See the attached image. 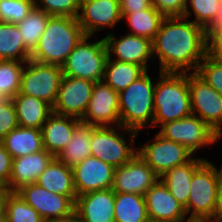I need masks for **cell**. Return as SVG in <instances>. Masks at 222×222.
<instances>
[{
	"label": "cell",
	"mask_w": 222,
	"mask_h": 222,
	"mask_svg": "<svg viewBox=\"0 0 222 222\" xmlns=\"http://www.w3.org/2000/svg\"><path fill=\"white\" fill-rule=\"evenodd\" d=\"M25 62L0 60V93L12 99L20 92L21 75Z\"/></svg>",
	"instance_id": "836d02e7"
},
{
	"label": "cell",
	"mask_w": 222,
	"mask_h": 222,
	"mask_svg": "<svg viewBox=\"0 0 222 222\" xmlns=\"http://www.w3.org/2000/svg\"><path fill=\"white\" fill-rule=\"evenodd\" d=\"M34 1L36 8L44 11L50 16H69L77 18L80 12L79 11L80 0H34Z\"/></svg>",
	"instance_id": "8d00e7d4"
},
{
	"label": "cell",
	"mask_w": 222,
	"mask_h": 222,
	"mask_svg": "<svg viewBox=\"0 0 222 222\" xmlns=\"http://www.w3.org/2000/svg\"><path fill=\"white\" fill-rule=\"evenodd\" d=\"M89 37L84 35L80 39L61 68L64 76L96 83L103 81L108 54L104 38L90 43L87 41Z\"/></svg>",
	"instance_id": "52a82bcc"
},
{
	"label": "cell",
	"mask_w": 222,
	"mask_h": 222,
	"mask_svg": "<svg viewBox=\"0 0 222 222\" xmlns=\"http://www.w3.org/2000/svg\"><path fill=\"white\" fill-rule=\"evenodd\" d=\"M146 70L137 64L107 59L103 81L117 93L123 91Z\"/></svg>",
	"instance_id": "f1b7e54d"
},
{
	"label": "cell",
	"mask_w": 222,
	"mask_h": 222,
	"mask_svg": "<svg viewBox=\"0 0 222 222\" xmlns=\"http://www.w3.org/2000/svg\"><path fill=\"white\" fill-rule=\"evenodd\" d=\"M205 29L184 16L165 17L152 41L160 72H196L206 56Z\"/></svg>",
	"instance_id": "6da1fadb"
},
{
	"label": "cell",
	"mask_w": 222,
	"mask_h": 222,
	"mask_svg": "<svg viewBox=\"0 0 222 222\" xmlns=\"http://www.w3.org/2000/svg\"><path fill=\"white\" fill-rule=\"evenodd\" d=\"M45 222H80V220L77 217L76 213H74L73 215L66 217V218L52 219V220H48Z\"/></svg>",
	"instance_id": "7dc6e473"
},
{
	"label": "cell",
	"mask_w": 222,
	"mask_h": 222,
	"mask_svg": "<svg viewBox=\"0 0 222 222\" xmlns=\"http://www.w3.org/2000/svg\"><path fill=\"white\" fill-rule=\"evenodd\" d=\"M206 160V158H192L185 164L166 171L159 179L169 189L170 193L184 207L188 203L190 185L194 171Z\"/></svg>",
	"instance_id": "d4e9b609"
},
{
	"label": "cell",
	"mask_w": 222,
	"mask_h": 222,
	"mask_svg": "<svg viewBox=\"0 0 222 222\" xmlns=\"http://www.w3.org/2000/svg\"><path fill=\"white\" fill-rule=\"evenodd\" d=\"M196 73L222 95V63L216 62L206 55Z\"/></svg>",
	"instance_id": "74e56055"
},
{
	"label": "cell",
	"mask_w": 222,
	"mask_h": 222,
	"mask_svg": "<svg viewBox=\"0 0 222 222\" xmlns=\"http://www.w3.org/2000/svg\"><path fill=\"white\" fill-rule=\"evenodd\" d=\"M149 220L182 222L188 219L184 206L159 179L144 194Z\"/></svg>",
	"instance_id": "d6986e66"
},
{
	"label": "cell",
	"mask_w": 222,
	"mask_h": 222,
	"mask_svg": "<svg viewBox=\"0 0 222 222\" xmlns=\"http://www.w3.org/2000/svg\"><path fill=\"white\" fill-rule=\"evenodd\" d=\"M154 83L146 70L118 93L121 126L136 132H140V129L147 125L153 126Z\"/></svg>",
	"instance_id": "277c9868"
},
{
	"label": "cell",
	"mask_w": 222,
	"mask_h": 222,
	"mask_svg": "<svg viewBox=\"0 0 222 222\" xmlns=\"http://www.w3.org/2000/svg\"><path fill=\"white\" fill-rule=\"evenodd\" d=\"M54 158L45 149L12 159L11 175L6 187L9 192H17L23 186L36 183L39 175Z\"/></svg>",
	"instance_id": "44dd1931"
},
{
	"label": "cell",
	"mask_w": 222,
	"mask_h": 222,
	"mask_svg": "<svg viewBox=\"0 0 222 222\" xmlns=\"http://www.w3.org/2000/svg\"><path fill=\"white\" fill-rule=\"evenodd\" d=\"M94 84L88 79L63 75L52 106L53 113L81 119L91 99Z\"/></svg>",
	"instance_id": "4fadbf2b"
},
{
	"label": "cell",
	"mask_w": 222,
	"mask_h": 222,
	"mask_svg": "<svg viewBox=\"0 0 222 222\" xmlns=\"http://www.w3.org/2000/svg\"><path fill=\"white\" fill-rule=\"evenodd\" d=\"M12 157L0 141V186L7 187L11 175Z\"/></svg>",
	"instance_id": "b9f144b4"
},
{
	"label": "cell",
	"mask_w": 222,
	"mask_h": 222,
	"mask_svg": "<svg viewBox=\"0 0 222 222\" xmlns=\"http://www.w3.org/2000/svg\"><path fill=\"white\" fill-rule=\"evenodd\" d=\"M20 127L41 129L53 113L52 106L34 96L18 93L12 99Z\"/></svg>",
	"instance_id": "cb8c5ba5"
},
{
	"label": "cell",
	"mask_w": 222,
	"mask_h": 222,
	"mask_svg": "<svg viewBox=\"0 0 222 222\" xmlns=\"http://www.w3.org/2000/svg\"><path fill=\"white\" fill-rule=\"evenodd\" d=\"M9 191L6 187L0 186V219H4L5 199Z\"/></svg>",
	"instance_id": "bcb514c9"
},
{
	"label": "cell",
	"mask_w": 222,
	"mask_h": 222,
	"mask_svg": "<svg viewBox=\"0 0 222 222\" xmlns=\"http://www.w3.org/2000/svg\"><path fill=\"white\" fill-rule=\"evenodd\" d=\"M206 55L210 59L222 63V28L207 36Z\"/></svg>",
	"instance_id": "60d3db41"
},
{
	"label": "cell",
	"mask_w": 222,
	"mask_h": 222,
	"mask_svg": "<svg viewBox=\"0 0 222 222\" xmlns=\"http://www.w3.org/2000/svg\"><path fill=\"white\" fill-rule=\"evenodd\" d=\"M94 127L92 124L80 121L75 127L71 140L57 158L65 165L73 167L91 156L90 144Z\"/></svg>",
	"instance_id": "4316f807"
},
{
	"label": "cell",
	"mask_w": 222,
	"mask_h": 222,
	"mask_svg": "<svg viewBox=\"0 0 222 222\" xmlns=\"http://www.w3.org/2000/svg\"><path fill=\"white\" fill-rule=\"evenodd\" d=\"M77 20L85 35L93 37L105 27L113 28L121 21L119 0H80Z\"/></svg>",
	"instance_id": "2e32d148"
},
{
	"label": "cell",
	"mask_w": 222,
	"mask_h": 222,
	"mask_svg": "<svg viewBox=\"0 0 222 222\" xmlns=\"http://www.w3.org/2000/svg\"><path fill=\"white\" fill-rule=\"evenodd\" d=\"M221 2L222 0H187L183 16L188 19L193 13L195 19L191 21L205 29L216 16Z\"/></svg>",
	"instance_id": "e575fe53"
},
{
	"label": "cell",
	"mask_w": 222,
	"mask_h": 222,
	"mask_svg": "<svg viewBox=\"0 0 222 222\" xmlns=\"http://www.w3.org/2000/svg\"><path fill=\"white\" fill-rule=\"evenodd\" d=\"M129 25V34L154 40L160 25L165 18L153 5L145 10L122 15Z\"/></svg>",
	"instance_id": "4dcf8cb0"
},
{
	"label": "cell",
	"mask_w": 222,
	"mask_h": 222,
	"mask_svg": "<svg viewBox=\"0 0 222 222\" xmlns=\"http://www.w3.org/2000/svg\"><path fill=\"white\" fill-rule=\"evenodd\" d=\"M215 222H222V181L218 189L213 217Z\"/></svg>",
	"instance_id": "f6af8a7d"
},
{
	"label": "cell",
	"mask_w": 222,
	"mask_h": 222,
	"mask_svg": "<svg viewBox=\"0 0 222 222\" xmlns=\"http://www.w3.org/2000/svg\"><path fill=\"white\" fill-rule=\"evenodd\" d=\"M182 222H215L213 219H202V218H188Z\"/></svg>",
	"instance_id": "c3c4849f"
},
{
	"label": "cell",
	"mask_w": 222,
	"mask_h": 222,
	"mask_svg": "<svg viewBox=\"0 0 222 222\" xmlns=\"http://www.w3.org/2000/svg\"><path fill=\"white\" fill-rule=\"evenodd\" d=\"M158 132L164 138L180 143L193 155L203 146L212 145L221 138L198 116L191 114L179 120L169 121Z\"/></svg>",
	"instance_id": "9c48e42d"
},
{
	"label": "cell",
	"mask_w": 222,
	"mask_h": 222,
	"mask_svg": "<svg viewBox=\"0 0 222 222\" xmlns=\"http://www.w3.org/2000/svg\"><path fill=\"white\" fill-rule=\"evenodd\" d=\"M80 121L94 126H120L118 93L104 81L96 82Z\"/></svg>",
	"instance_id": "5bb4252c"
},
{
	"label": "cell",
	"mask_w": 222,
	"mask_h": 222,
	"mask_svg": "<svg viewBox=\"0 0 222 222\" xmlns=\"http://www.w3.org/2000/svg\"><path fill=\"white\" fill-rule=\"evenodd\" d=\"M34 0H0V22L20 23L35 6Z\"/></svg>",
	"instance_id": "d590c367"
},
{
	"label": "cell",
	"mask_w": 222,
	"mask_h": 222,
	"mask_svg": "<svg viewBox=\"0 0 222 222\" xmlns=\"http://www.w3.org/2000/svg\"><path fill=\"white\" fill-rule=\"evenodd\" d=\"M115 222H148L144 196L137 193L115 192Z\"/></svg>",
	"instance_id": "83f0119b"
},
{
	"label": "cell",
	"mask_w": 222,
	"mask_h": 222,
	"mask_svg": "<svg viewBox=\"0 0 222 222\" xmlns=\"http://www.w3.org/2000/svg\"><path fill=\"white\" fill-rule=\"evenodd\" d=\"M51 16L35 6L29 14L17 25L25 47L32 52L38 45Z\"/></svg>",
	"instance_id": "1f68e13d"
},
{
	"label": "cell",
	"mask_w": 222,
	"mask_h": 222,
	"mask_svg": "<svg viewBox=\"0 0 222 222\" xmlns=\"http://www.w3.org/2000/svg\"><path fill=\"white\" fill-rule=\"evenodd\" d=\"M192 114L222 136V95L196 72L188 73Z\"/></svg>",
	"instance_id": "30bf717a"
},
{
	"label": "cell",
	"mask_w": 222,
	"mask_h": 222,
	"mask_svg": "<svg viewBox=\"0 0 222 222\" xmlns=\"http://www.w3.org/2000/svg\"><path fill=\"white\" fill-rule=\"evenodd\" d=\"M117 128V129H116ZM122 131L121 133L119 131ZM125 130V131H124ZM130 133L128 144L124 138ZM139 132L123 126H95L91 138V156L118 168L129 162L138 152L134 146ZM130 145V146H129Z\"/></svg>",
	"instance_id": "5b68a950"
},
{
	"label": "cell",
	"mask_w": 222,
	"mask_h": 222,
	"mask_svg": "<svg viewBox=\"0 0 222 222\" xmlns=\"http://www.w3.org/2000/svg\"><path fill=\"white\" fill-rule=\"evenodd\" d=\"M158 180L159 176L137 153L129 162L115 168L111 189L118 193H137L144 196Z\"/></svg>",
	"instance_id": "9a60e30c"
},
{
	"label": "cell",
	"mask_w": 222,
	"mask_h": 222,
	"mask_svg": "<svg viewBox=\"0 0 222 222\" xmlns=\"http://www.w3.org/2000/svg\"><path fill=\"white\" fill-rule=\"evenodd\" d=\"M5 149L12 159L43 150L41 129L18 126L9 132L2 140Z\"/></svg>",
	"instance_id": "484cf974"
},
{
	"label": "cell",
	"mask_w": 222,
	"mask_h": 222,
	"mask_svg": "<svg viewBox=\"0 0 222 222\" xmlns=\"http://www.w3.org/2000/svg\"><path fill=\"white\" fill-rule=\"evenodd\" d=\"M72 170L77 196L112 187L115 168L96 157H87Z\"/></svg>",
	"instance_id": "e0dca14e"
},
{
	"label": "cell",
	"mask_w": 222,
	"mask_h": 222,
	"mask_svg": "<svg viewBox=\"0 0 222 222\" xmlns=\"http://www.w3.org/2000/svg\"><path fill=\"white\" fill-rule=\"evenodd\" d=\"M115 192L110 188L77 196L75 213L80 222H115Z\"/></svg>",
	"instance_id": "ffe728a7"
},
{
	"label": "cell",
	"mask_w": 222,
	"mask_h": 222,
	"mask_svg": "<svg viewBox=\"0 0 222 222\" xmlns=\"http://www.w3.org/2000/svg\"><path fill=\"white\" fill-rule=\"evenodd\" d=\"M152 5L164 16H183L187 0H151Z\"/></svg>",
	"instance_id": "ab89813d"
},
{
	"label": "cell",
	"mask_w": 222,
	"mask_h": 222,
	"mask_svg": "<svg viewBox=\"0 0 222 222\" xmlns=\"http://www.w3.org/2000/svg\"><path fill=\"white\" fill-rule=\"evenodd\" d=\"M109 33L104 37L108 58L112 60L133 63L148 71V60L153 57L152 41L148 38L125 34L120 39ZM115 56L113 59L111 56Z\"/></svg>",
	"instance_id": "ac0fdd59"
},
{
	"label": "cell",
	"mask_w": 222,
	"mask_h": 222,
	"mask_svg": "<svg viewBox=\"0 0 222 222\" xmlns=\"http://www.w3.org/2000/svg\"><path fill=\"white\" fill-rule=\"evenodd\" d=\"M84 35L77 18L51 16L30 60L62 66Z\"/></svg>",
	"instance_id": "7a4b0ae2"
},
{
	"label": "cell",
	"mask_w": 222,
	"mask_h": 222,
	"mask_svg": "<svg viewBox=\"0 0 222 222\" xmlns=\"http://www.w3.org/2000/svg\"><path fill=\"white\" fill-rule=\"evenodd\" d=\"M205 160L192 176L188 203L184 207L188 218L211 219L214 214L216 198L222 181V167L217 169Z\"/></svg>",
	"instance_id": "8992f818"
},
{
	"label": "cell",
	"mask_w": 222,
	"mask_h": 222,
	"mask_svg": "<svg viewBox=\"0 0 222 222\" xmlns=\"http://www.w3.org/2000/svg\"><path fill=\"white\" fill-rule=\"evenodd\" d=\"M148 222H169V221H156V220H149Z\"/></svg>",
	"instance_id": "f907efd6"
},
{
	"label": "cell",
	"mask_w": 222,
	"mask_h": 222,
	"mask_svg": "<svg viewBox=\"0 0 222 222\" xmlns=\"http://www.w3.org/2000/svg\"><path fill=\"white\" fill-rule=\"evenodd\" d=\"M62 77L61 66L29 60L24 64L19 93L34 96L53 106Z\"/></svg>",
	"instance_id": "ba28073f"
},
{
	"label": "cell",
	"mask_w": 222,
	"mask_h": 222,
	"mask_svg": "<svg viewBox=\"0 0 222 222\" xmlns=\"http://www.w3.org/2000/svg\"><path fill=\"white\" fill-rule=\"evenodd\" d=\"M151 141L153 142L150 143ZM151 141L139 146L137 153L159 177L193 158V154L183 145L168 140L159 133Z\"/></svg>",
	"instance_id": "8fae6325"
},
{
	"label": "cell",
	"mask_w": 222,
	"mask_h": 222,
	"mask_svg": "<svg viewBox=\"0 0 222 222\" xmlns=\"http://www.w3.org/2000/svg\"><path fill=\"white\" fill-rule=\"evenodd\" d=\"M222 28V2L217 10L216 16L212 19L211 23L205 28L206 37L215 30Z\"/></svg>",
	"instance_id": "ee69618b"
},
{
	"label": "cell",
	"mask_w": 222,
	"mask_h": 222,
	"mask_svg": "<svg viewBox=\"0 0 222 222\" xmlns=\"http://www.w3.org/2000/svg\"><path fill=\"white\" fill-rule=\"evenodd\" d=\"M17 114L13 101L0 105V141L14 128H17Z\"/></svg>",
	"instance_id": "f35d334b"
},
{
	"label": "cell",
	"mask_w": 222,
	"mask_h": 222,
	"mask_svg": "<svg viewBox=\"0 0 222 222\" xmlns=\"http://www.w3.org/2000/svg\"><path fill=\"white\" fill-rule=\"evenodd\" d=\"M153 103V127L191 115L188 73L159 72Z\"/></svg>",
	"instance_id": "3957f363"
},
{
	"label": "cell",
	"mask_w": 222,
	"mask_h": 222,
	"mask_svg": "<svg viewBox=\"0 0 222 222\" xmlns=\"http://www.w3.org/2000/svg\"><path fill=\"white\" fill-rule=\"evenodd\" d=\"M12 100L11 97L6 96L5 94L0 93V105L8 104Z\"/></svg>",
	"instance_id": "681fc988"
},
{
	"label": "cell",
	"mask_w": 222,
	"mask_h": 222,
	"mask_svg": "<svg viewBox=\"0 0 222 222\" xmlns=\"http://www.w3.org/2000/svg\"><path fill=\"white\" fill-rule=\"evenodd\" d=\"M31 52L25 47L16 24L0 22V60L27 62Z\"/></svg>",
	"instance_id": "f546056e"
},
{
	"label": "cell",
	"mask_w": 222,
	"mask_h": 222,
	"mask_svg": "<svg viewBox=\"0 0 222 222\" xmlns=\"http://www.w3.org/2000/svg\"><path fill=\"white\" fill-rule=\"evenodd\" d=\"M119 4L122 15L145 10L152 5L151 0H119Z\"/></svg>",
	"instance_id": "7bdbcfd3"
},
{
	"label": "cell",
	"mask_w": 222,
	"mask_h": 222,
	"mask_svg": "<svg viewBox=\"0 0 222 222\" xmlns=\"http://www.w3.org/2000/svg\"><path fill=\"white\" fill-rule=\"evenodd\" d=\"M5 222H45L42 216L16 192H9L5 199Z\"/></svg>",
	"instance_id": "d6a6232c"
},
{
	"label": "cell",
	"mask_w": 222,
	"mask_h": 222,
	"mask_svg": "<svg viewBox=\"0 0 222 222\" xmlns=\"http://www.w3.org/2000/svg\"><path fill=\"white\" fill-rule=\"evenodd\" d=\"M36 184L50 192L69 196L74 202L76 201L72 167L65 165L57 157H54L39 175Z\"/></svg>",
	"instance_id": "603a6c76"
},
{
	"label": "cell",
	"mask_w": 222,
	"mask_h": 222,
	"mask_svg": "<svg viewBox=\"0 0 222 222\" xmlns=\"http://www.w3.org/2000/svg\"><path fill=\"white\" fill-rule=\"evenodd\" d=\"M79 122L78 118L52 113L41 127L43 148L57 157L71 140Z\"/></svg>",
	"instance_id": "7402d4cb"
},
{
	"label": "cell",
	"mask_w": 222,
	"mask_h": 222,
	"mask_svg": "<svg viewBox=\"0 0 222 222\" xmlns=\"http://www.w3.org/2000/svg\"><path fill=\"white\" fill-rule=\"evenodd\" d=\"M16 193L32 206L44 221L66 218L75 213V202L69 196L50 192L36 183L23 186Z\"/></svg>",
	"instance_id": "7c38bea8"
}]
</instances>
